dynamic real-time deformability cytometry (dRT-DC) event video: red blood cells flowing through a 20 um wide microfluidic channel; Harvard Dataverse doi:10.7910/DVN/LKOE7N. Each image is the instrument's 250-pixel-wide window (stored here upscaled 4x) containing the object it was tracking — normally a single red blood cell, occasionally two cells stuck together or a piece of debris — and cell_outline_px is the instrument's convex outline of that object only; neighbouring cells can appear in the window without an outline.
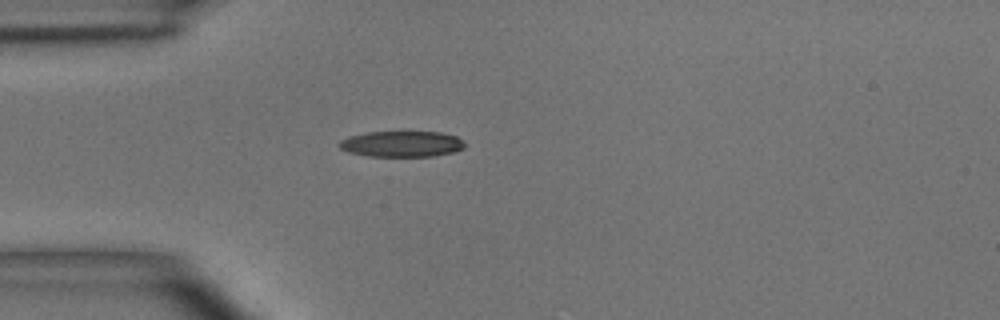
{"species": "common noctule bat (a hibernating species)", "species_latin": "Nyctalus noctula", "temperature_condition": "room temperature", "stored_images_in_passage": 1, "camera_frame_rate_fps": 3000, "um_per_image_px": 0.085, "animal": {"sex": "male", "body_mass_g": 15.6}, "frame": {"image": 1, "passage_image": 1, "time_ms": 0.0, "image_size_px": [1000, 320], "cell_outline_px": [[464, 148], [452, 152], [432, 156], [368, 156], [348, 152], [340, 148], [336, 144], [340, 140], [348, 136], [368, 132], [440, 132], [456, 136], [464, 144]], "centroid_in_image_um": [34.08, 12.23], "position_along_channel_um": 50.9, "area_um2": 18.84}}